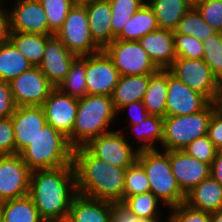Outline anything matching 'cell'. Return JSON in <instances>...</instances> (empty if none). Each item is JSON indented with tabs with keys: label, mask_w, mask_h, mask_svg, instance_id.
Segmentation results:
<instances>
[{
	"label": "cell",
	"mask_w": 222,
	"mask_h": 222,
	"mask_svg": "<svg viewBox=\"0 0 222 222\" xmlns=\"http://www.w3.org/2000/svg\"><path fill=\"white\" fill-rule=\"evenodd\" d=\"M210 101L191 90L167 69L166 116H183L203 110Z\"/></svg>",
	"instance_id": "cell-16"
},
{
	"label": "cell",
	"mask_w": 222,
	"mask_h": 222,
	"mask_svg": "<svg viewBox=\"0 0 222 222\" xmlns=\"http://www.w3.org/2000/svg\"><path fill=\"white\" fill-rule=\"evenodd\" d=\"M210 176L222 186V150H218L215 159L210 165Z\"/></svg>",
	"instance_id": "cell-48"
},
{
	"label": "cell",
	"mask_w": 222,
	"mask_h": 222,
	"mask_svg": "<svg viewBox=\"0 0 222 222\" xmlns=\"http://www.w3.org/2000/svg\"><path fill=\"white\" fill-rule=\"evenodd\" d=\"M124 110H129L130 125L140 124L149 115L142 101L131 102L123 106L117 113H121Z\"/></svg>",
	"instance_id": "cell-47"
},
{
	"label": "cell",
	"mask_w": 222,
	"mask_h": 222,
	"mask_svg": "<svg viewBox=\"0 0 222 222\" xmlns=\"http://www.w3.org/2000/svg\"><path fill=\"white\" fill-rule=\"evenodd\" d=\"M3 1H5V0H0V10H4L5 8H4V6H3Z\"/></svg>",
	"instance_id": "cell-56"
},
{
	"label": "cell",
	"mask_w": 222,
	"mask_h": 222,
	"mask_svg": "<svg viewBox=\"0 0 222 222\" xmlns=\"http://www.w3.org/2000/svg\"><path fill=\"white\" fill-rule=\"evenodd\" d=\"M189 207L209 213L222 209V186L211 176L186 193Z\"/></svg>",
	"instance_id": "cell-22"
},
{
	"label": "cell",
	"mask_w": 222,
	"mask_h": 222,
	"mask_svg": "<svg viewBox=\"0 0 222 222\" xmlns=\"http://www.w3.org/2000/svg\"><path fill=\"white\" fill-rule=\"evenodd\" d=\"M139 217L134 214L125 201L110 202V222H138Z\"/></svg>",
	"instance_id": "cell-44"
},
{
	"label": "cell",
	"mask_w": 222,
	"mask_h": 222,
	"mask_svg": "<svg viewBox=\"0 0 222 222\" xmlns=\"http://www.w3.org/2000/svg\"><path fill=\"white\" fill-rule=\"evenodd\" d=\"M167 69H159L150 74L143 104L149 115L166 116Z\"/></svg>",
	"instance_id": "cell-27"
},
{
	"label": "cell",
	"mask_w": 222,
	"mask_h": 222,
	"mask_svg": "<svg viewBox=\"0 0 222 222\" xmlns=\"http://www.w3.org/2000/svg\"><path fill=\"white\" fill-rule=\"evenodd\" d=\"M124 135L121 131H110L92 139L85 147L95 157L111 165L127 168L137 160L139 151L132 148Z\"/></svg>",
	"instance_id": "cell-10"
},
{
	"label": "cell",
	"mask_w": 222,
	"mask_h": 222,
	"mask_svg": "<svg viewBox=\"0 0 222 222\" xmlns=\"http://www.w3.org/2000/svg\"><path fill=\"white\" fill-rule=\"evenodd\" d=\"M15 154V136L11 117L0 119V155Z\"/></svg>",
	"instance_id": "cell-43"
},
{
	"label": "cell",
	"mask_w": 222,
	"mask_h": 222,
	"mask_svg": "<svg viewBox=\"0 0 222 222\" xmlns=\"http://www.w3.org/2000/svg\"><path fill=\"white\" fill-rule=\"evenodd\" d=\"M124 201L139 218H162L160 217L162 213L159 212L158 207L160 204L164 205V203L152 192L133 195L127 197Z\"/></svg>",
	"instance_id": "cell-35"
},
{
	"label": "cell",
	"mask_w": 222,
	"mask_h": 222,
	"mask_svg": "<svg viewBox=\"0 0 222 222\" xmlns=\"http://www.w3.org/2000/svg\"><path fill=\"white\" fill-rule=\"evenodd\" d=\"M57 88L64 94L78 99L87 95L85 56L78 57L73 62L70 71Z\"/></svg>",
	"instance_id": "cell-32"
},
{
	"label": "cell",
	"mask_w": 222,
	"mask_h": 222,
	"mask_svg": "<svg viewBox=\"0 0 222 222\" xmlns=\"http://www.w3.org/2000/svg\"><path fill=\"white\" fill-rule=\"evenodd\" d=\"M77 194L73 164L57 169L33 170L28 195L43 220L68 216Z\"/></svg>",
	"instance_id": "cell-2"
},
{
	"label": "cell",
	"mask_w": 222,
	"mask_h": 222,
	"mask_svg": "<svg viewBox=\"0 0 222 222\" xmlns=\"http://www.w3.org/2000/svg\"><path fill=\"white\" fill-rule=\"evenodd\" d=\"M44 8L49 26V36L55 35L74 6L72 0H39Z\"/></svg>",
	"instance_id": "cell-36"
},
{
	"label": "cell",
	"mask_w": 222,
	"mask_h": 222,
	"mask_svg": "<svg viewBox=\"0 0 222 222\" xmlns=\"http://www.w3.org/2000/svg\"><path fill=\"white\" fill-rule=\"evenodd\" d=\"M73 167L77 194L106 201H123L127 168L95 157L85 146L74 149Z\"/></svg>",
	"instance_id": "cell-1"
},
{
	"label": "cell",
	"mask_w": 222,
	"mask_h": 222,
	"mask_svg": "<svg viewBox=\"0 0 222 222\" xmlns=\"http://www.w3.org/2000/svg\"><path fill=\"white\" fill-rule=\"evenodd\" d=\"M159 28L174 31L182 17L193 6L189 0H147Z\"/></svg>",
	"instance_id": "cell-25"
},
{
	"label": "cell",
	"mask_w": 222,
	"mask_h": 222,
	"mask_svg": "<svg viewBox=\"0 0 222 222\" xmlns=\"http://www.w3.org/2000/svg\"><path fill=\"white\" fill-rule=\"evenodd\" d=\"M139 147L138 151L158 149L155 142L161 144L163 139V118L156 115H148L140 124L129 125ZM156 144V145H155ZM155 145V146H154Z\"/></svg>",
	"instance_id": "cell-31"
},
{
	"label": "cell",
	"mask_w": 222,
	"mask_h": 222,
	"mask_svg": "<svg viewBox=\"0 0 222 222\" xmlns=\"http://www.w3.org/2000/svg\"><path fill=\"white\" fill-rule=\"evenodd\" d=\"M138 222H162V219L160 221V218H151V219L140 218Z\"/></svg>",
	"instance_id": "cell-53"
},
{
	"label": "cell",
	"mask_w": 222,
	"mask_h": 222,
	"mask_svg": "<svg viewBox=\"0 0 222 222\" xmlns=\"http://www.w3.org/2000/svg\"><path fill=\"white\" fill-rule=\"evenodd\" d=\"M9 39V25L6 9L0 10V46Z\"/></svg>",
	"instance_id": "cell-49"
},
{
	"label": "cell",
	"mask_w": 222,
	"mask_h": 222,
	"mask_svg": "<svg viewBox=\"0 0 222 222\" xmlns=\"http://www.w3.org/2000/svg\"><path fill=\"white\" fill-rule=\"evenodd\" d=\"M168 70L191 90L204 95L210 102H216L222 91V83L203 59L177 57Z\"/></svg>",
	"instance_id": "cell-7"
},
{
	"label": "cell",
	"mask_w": 222,
	"mask_h": 222,
	"mask_svg": "<svg viewBox=\"0 0 222 222\" xmlns=\"http://www.w3.org/2000/svg\"><path fill=\"white\" fill-rule=\"evenodd\" d=\"M32 66L9 39L0 46V80L10 82Z\"/></svg>",
	"instance_id": "cell-30"
},
{
	"label": "cell",
	"mask_w": 222,
	"mask_h": 222,
	"mask_svg": "<svg viewBox=\"0 0 222 222\" xmlns=\"http://www.w3.org/2000/svg\"><path fill=\"white\" fill-rule=\"evenodd\" d=\"M203 1V0H189V2L194 6L198 2Z\"/></svg>",
	"instance_id": "cell-55"
},
{
	"label": "cell",
	"mask_w": 222,
	"mask_h": 222,
	"mask_svg": "<svg viewBox=\"0 0 222 222\" xmlns=\"http://www.w3.org/2000/svg\"><path fill=\"white\" fill-rule=\"evenodd\" d=\"M138 42L159 69H168L177 58L171 30L158 28L140 38Z\"/></svg>",
	"instance_id": "cell-20"
},
{
	"label": "cell",
	"mask_w": 222,
	"mask_h": 222,
	"mask_svg": "<svg viewBox=\"0 0 222 222\" xmlns=\"http://www.w3.org/2000/svg\"><path fill=\"white\" fill-rule=\"evenodd\" d=\"M117 115L111 96L87 94L79 98L72 147L86 146L99 135L113 131L108 127Z\"/></svg>",
	"instance_id": "cell-4"
},
{
	"label": "cell",
	"mask_w": 222,
	"mask_h": 222,
	"mask_svg": "<svg viewBox=\"0 0 222 222\" xmlns=\"http://www.w3.org/2000/svg\"><path fill=\"white\" fill-rule=\"evenodd\" d=\"M172 172L186 194L210 176V165L189 156L183 150H169Z\"/></svg>",
	"instance_id": "cell-19"
},
{
	"label": "cell",
	"mask_w": 222,
	"mask_h": 222,
	"mask_svg": "<svg viewBox=\"0 0 222 222\" xmlns=\"http://www.w3.org/2000/svg\"><path fill=\"white\" fill-rule=\"evenodd\" d=\"M150 74L120 76L111 94V100L118 112L131 102L142 101L148 88Z\"/></svg>",
	"instance_id": "cell-24"
},
{
	"label": "cell",
	"mask_w": 222,
	"mask_h": 222,
	"mask_svg": "<svg viewBox=\"0 0 222 222\" xmlns=\"http://www.w3.org/2000/svg\"><path fill=\"white\" fill-rule=\"evenodd\" d=\"M182 150L189 156L209 165L212 164L218 151L209 139L208 135L195 139Z\"/></svg>",
	"instance_id": "cell-40"
},
{
	"label": "cell",
	"mask_w": 222,
	"mask_h": 222,
	"mask_svg": "<svg viewBox=\"0 0 222 222\" xmlns=\"http://www.w3.org/2000/svg\"><path fill=\"white\" fill-rule=\"evenodd\" d=\"M55 35L78 57L102 50L91 37L85 6L74 5L67 14L62 28Z\"/></svg>",
	"instance_id": "cell-8"
},
{
	"label": "cell",
	"mask_w": 222,
	"mask_h": 222,
	"mask_svg": "<svg viewBox=\"0 0 222 222\" xmlns=\"http://www.w3.org/2000/svg\"><path fill=\"white\" fill-rule=\"evenodd\" d=\"M42 220L29 195L0 203V222H41Z\"/></svg>",
	"instance_id": "cell-28"
},
{
	"label": "cell",
	"mask_w": 222,
	"mask_h": 222,
	"mask_svg": "<svg viewBox=\"0 0 222 222\" xmlns=\"http://www.w3.org/2000/svg\"><path fill=\"white\" fill-rule=\"evenodd\" d=\"M210 222H222V209L210 213Z\"/></svg>",
	"instance_id": "cell-50"
},
{
	"label": "cell",
	"mask_w": 222,
	"mask_h": 222,
	"mask_svg": "<svg viewBox=\"0 0 222 222\" xmlns=\"http://www.w3.org/2000/svg\"><path fill=\"white\" fill-rule=\"evenodd\" d=\"M119 77L112 59L103 49L85 56L87 94L111 96Z\"/></svg>",
	"instance_id": "cell-13"
},
{
	"label": "cell",
	"mask_w": 222,
	"mask_h": 222,
	"mask_svg": "<svg viewBox=\"0 0 222 222\" xmlns=\"http://www.w3.org/2000/svg\"><path fill=\"white\" fill-rule=\"evenodd\" d=\"M147 192H150L147 174L143 166L136 160L126 169L123 201L127 197Z\"/></svg>",
	"instance_id": "cell-37"
},
{
	"label": "cell",
	"mask_w": 222,
	"mask_h": 222,
	"mask_svg": "<svg viewBox=\"0 0 222 222\" xmlns=\"http://www.w3.org/2000/svg\"><path fill=\"white\" fill-rule=\"evenodd\" d=\"M47 124L68 137L72 146V131L78 111V98L54 88L42 105Z\"/></svg>",
	"instance_id": "cell-14"
},
{
	"label": "cell",
	"mask_w": 222,
	"mask_h": 222,
	"mask_svg": "<svg viewBox=\"0 0 222 222\" xmlns=\"http://www.w3.org/2000/svg\"><path fill=\"white\" fill-rule=\"evenodd\" d=\"M203 43V60L212 73L222 83V33L216 32L208 36Z\"/></svg>",
	"instance_id": "cell-38"
},
{
	"label": "cell",
	"mask_w": 222,
	"mask_h": 222,
	"mask_svg": "<svg viewBox=\"0 0 222 222\" xmlns=\"http://www.w3.org/2000/svg\"><path fill=\"white\" fill-rule=\"evenodd\" d=\"M103 50L112 59L120 76L147 75L159 70L138 41L114 39Z\"/></svg>",
	"instance_id": "cell-9"
},
{
	"label": "cell",
	"mask_w": 222,
	"mask_h": 222,
	"mask_svg": "<svg viewBox=\"0 0 222 222\" xmlns=\"http://www.w3.org/2000/svg\"><path fill=\"white\" fill-rule=\"evenodd\" d=\"M20 155L32 171L57 169L73 164L74 148L68 137L46 123Z\"/></svg>",
	"instance_id": "cell-3"
},
{
	"label": "cell",
	"mask_w": 222,
	"mask_h": 222,
	"mask_svg": "<svg viewBox=\"0 0 222 222\" xmlns=\"http://www.w3.org/2000/svg\"><path fill=\"white\" fill-rule=\"evenodd\" d=\"M94 1H97V0H72L74 5H81V6H85V5L90 4Z\"/></svg>",
	"instance_id": "cell-51"
},
{
	"label": "cell",
	"mask_w": 222,
	"mask_h": 222,
	"mask_svg": "<svg viewBox=\"0 0 222 222\" xmlns=\"http://www.w3.org/2000/svg\"><path fill=\"white\" fill-rule=\"evenodd\" d=\"M146 0H109L111 6L112 41L122 31L126 22Z\"/></svg>",
	"instance_id": "cell-34"
},
{
	"label": "cell",
	"mask_w": 222,
	"mask_h": 222,
	"mask_svg": "<svg viewBox=\"0 0 222 222\" xmlns=\"http://www.w3.org/2000/svg\"><path fill=\"white\" fill-rule=\"evenodd\" d=\"M77 58L78 56L71 53L62 41L53 35L46 42L44 56L38 67L49 82L57 88Z\"/></svg>",
	"instance_id": "cell-17"
},
{
	"label": "cell",
	"mask_w": 222,
	"mask_h": 222,
	"mask_svg": "<svg viewBox=\"0 0 222 222\" xmlns=\"http://www.w3.org/2000/svg\"><path fill=\"white\" fill-rule=\"evenodd\" d=\"M51 37L34 33L9 32V40L33 66H38L41 63L46 42Z\"/></svg>",
	"instance_id": "cell-29"
},
{
	"label": "cell",
	"mask_w": 222,
	"mask_h": 222,
	"mask_svg": "<svg viewBox=\"0 0 222 222\" xmlns=\"http://www.w3.org/2000/svg\"><path fill=\"white\" fill-rule=\"evenodd\" d=\"M216 110V103L210 102L194 114L165 116L161 147L164 151L182 150L195 139L207 135L210 119Z\"/></svg>",
	"instance_id": "cell-6"
},
{
	"label": "cell",
	"mask_w": 222,
	"mask_h": 222,
	"mask_svg": "<svg viewBox=\"0 0 222 222\" xmlns=\"http://www.w3.org/2000/svg\"><path fill=\"white\" fill-rule=\"evenodd\" d=\"M68 216L74 222H110V202L76 194Z\"/></svg>",
	"instance_id": "cell-23"
},
{
	"label": "cell",
	"mask_w": 222,
	"mask_h": 222,
	"mask_svg": "<svg viewBox=\"0 0 222 222\" xmlns=\"http://www.w3.org/2000/svg\"><path fill=\"white\" fill-rule=\"evenodd\" d=\"M202 19L222 33V0H203L194 5Z\"/></svg>",
	"instance_id": "cell-41"
},
{
	"label": "cell",
	"mask_w": 222,
	"mask_h": 222,
	"mask_svg": "<svg viewBox=\"0 0 222 222\" xmlns=\"http://www.w3.org/2000/svg\"><path fill=\"white\" fill-rule=\"evenodd\" d=\"M158 28L156 16L153 10L145 2L126 22L122 31L115 37V39L138 41L146 34L154 32Z\"/></svg>",
	"instance_id": "cell-26"
},
{
	"label": "cell",
	"mask_w": 222,
	"mask_h": 222,
	"mask_svg": "<svg viewBox=\"0 0 222 222\" xmlns=\"http://www.w3.org/2000/svg\"><path fill=\"white\" fill-rule=\"evenodd\" d=\"M9 83L16 107L42 106L55 88L38 66H32Z\"/></svg>",
	"instance_id": "cell-11"
},
{
	"label": "cell",
	"mask_w": 222,
	"mask_h": 222,
	"mask_svg": "<svg viewBox=\"0 0 222 222\" xmlns=\"http://www.w3.org/2000/svg\"><path fill=\"white\" fill-rule=\"evenodd\" d=\"M55 222H74V221L69 216H65L63 218L55 220Z\"/></svg>",
	"instance_id": "cell-54"
},
{
	"label": "cell",
	"mask_w": 222,
	"mask_h": 222,
	"mask_svg": "<svg viewBox=\"0 0 222 222\" xmlns=\"http://www.w3.org/2000/svg\"><path fill=\"white\" fill-rule=\"evenodd\" d=\"M41 222H55L54 220H42Z\"/></svg>",
	"instance_id": "cell-57"
},
{
	"label": "cell",
	"mask_w": 222,
	"mask_h": 222,
	"mask_svg": "<svg viewBox=\"0 0 222 222\" xmlns=\"http://www.w3.org/2000/svg\"><path fill=\"white\" fill-rule=\"evenodd\" d=\"M94 42L104 49L112 42L111 6L109 0H97L85 5Z\"/></svg>",
	"instance_id": "cell-21"
},
{
	"label": "cell",
	"mask_w": 222,
	"mask_h": 222,
	"mask_svg": "<svg viewBox=\"0 0 222 222\" xmlns=\"http://www.w3.org/2000/svg\"><path fill=\"white\" fill-rule=\"evenodd\" d=\"M137 161L143 166L152 192L166 207L185 202L186 194L181 190L172 172L169 151L160 149L139 151Z\"/></svg>",
	"instance_id": "cell-5"
},
{
	"label": "cell",
	"mask_w": 222,
	"mask_h": 222,
	"mask_svg": "<svg viewBox=\"0 0 222 222\" xmlns=\"http://www.w3.org/2000/svg\"><path fill=\"white\" fill-rule=\"evenodd\" d=\"M167 222H210V213L189 207L181 203L170 208Z\"/></svg>",
	"instance_id": "cell-42"
},
{
	"label": "cell",
	"mask_w": 222,
	"mask_h": 222,
	"mask_svg": "<svg viewBox=\"0 0 222 222\" xmlns=\"http://www.w3.org/2000/svg\"><path fill=\"white\" fill-rule=\"evenodd\" d=\"M13 8L6 9L9 32L49 35L44 8L39 0H16Z\"/></svg>",
	"instance_id": "cell-15"
},
{
	"label": "cell",
	"mask_w": 222,
	"mask_h": 222,
	"mask_svg": "<svg viewBox=\"0 0 222 222\" xmlns=\"http://www.w3.org/2000/svg\"><path fill=\"white\" fill-rule=\"evenodd\" d=\"M15 108L10 83L0 80V119L10 118Z\"/></svg>",
	"instance_id": "cell-45"
},
{
	"label": "cell",
	"mask_w": 222,
	"mask_h": 222,
	"mask_svg": "<svg viewBox=\"0 0 222 222\" xmlns=\"http://www.w3.org/2000/svg\"><path fill=\"white\" fill-rule=\"evenodd\" d=\"M31 172L20 154L0 155V203L28 195Z\"/></svg>",
	"instance_id": "cell-12"
},
{
	"label": "cell",
	"mask_w": 222,
	"mask_h": 222,
	"mask_svg": "<svg viewBox=\"0 0 222 222\" xmlns=\"http://www.w3.org/2000/svg\"><path fill=\"white\" fill-rule=\"evenodd\" d=\"M215 103H216V106H217V110L222 113V91L218 95L217 100H216Z\"/></svg>",
	"instance_id": "cell-52"
},
{
	"label": "cell",
	"mask_w": 222,
	"mask_h": 222,
	"mask_svg": "<svg viewBox=\"0 0 222 222\" xmlns=\"http://www.w3.org/2000/svg\"><path fill=\"white\" fill-rule=\"evenodd\" d=\"M15 136V154H20L47 123L42 106H19L11 116Z\"/></svg>",
	"instance_id": "cell-18"
},
{
	"label": "cell",
	"mask_w": 222,
	"mask_h": 222,
	"mask_svg": "<svg viewBox=\"0 0 222 222\" xmlns=\"http://www.w3.org/2000/svg\"><path fill=\"white\" fill-rule=\"evenodd\" d=\"M174 50L177 57L186 59H202L203 43L194 36L173 33Z\"/></svg>",
	"instance_id": "cell-39"
},
{
	"label": "cell",
	"mask_w": 222,
	"mask_h": 222,
	"mask_svg": "<svg viewBox=\"0 0 222 222\" xmlns=\"http://www.w3.org/2000/svg\"><path fill=\"white\" fill-rule=\"evenodd\" d=\"M207 135L213 145L222 150V113L216 110L210 119Z\"/></svg>",
	"instance_id": "cell-46"
},
{
	"label": "cell",
	"mask_w": 222,
	"mask_h": 222,
	"mask_svg": "<svg viewBox=\"0 0 222 222\" xmlns=\"http://www.w3.org/2000/svg\"><path fill=\"white\" fill-rule=\"evenodd\" d=\"M217 31L205 22L198 10L192 6L182 17L173 33L194 36L199 41H204L208 36Z\"/></svg>",
	"instance_id": "cell-33"
}]
</instances>
